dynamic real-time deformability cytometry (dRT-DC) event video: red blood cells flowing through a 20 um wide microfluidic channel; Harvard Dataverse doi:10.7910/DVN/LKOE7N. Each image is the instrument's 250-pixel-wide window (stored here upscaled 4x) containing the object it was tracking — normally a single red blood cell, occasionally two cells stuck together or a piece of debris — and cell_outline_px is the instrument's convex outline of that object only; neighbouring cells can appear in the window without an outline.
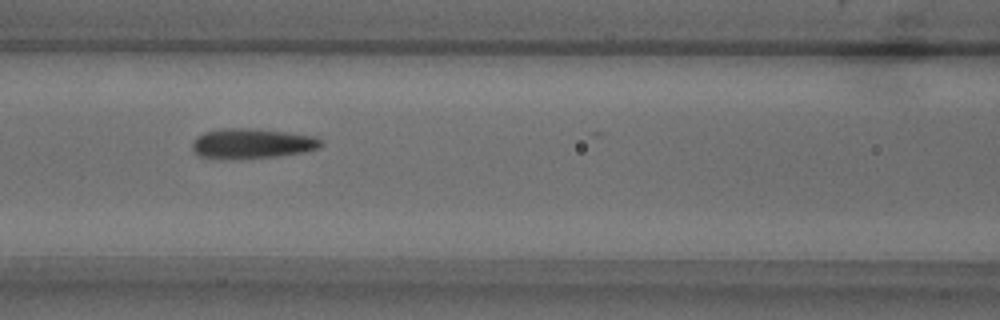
{"species": "common noctule bat (a hibernating species)", "species_latin": "Nyctalus noctula", "temperature_condition": "warm", "stored_images_in_passage": 16, "camera_frame_rate_fps": 3000, "um_per_image_px": 0.085, "animal": {"sex": "male", "body_mass_g": 18.8}, "frame": {"image": 1, "passage_image": 7, "time_ms": 2.0, "image_size_px": [1000, 320], "cell_outline_px": [[324, 144], [320, 148], [304, 152], [276, 156], [224, 160], [200, 156], [192, 148], [192, 140], [196, 136], [204, 132], [220, 128], [248, 128], [284, 132], [316, 136]], "centroid_in_image_um": [21.39, 12.2], "position_along_channel_um": 145.2, "area_um2": 22.72}}
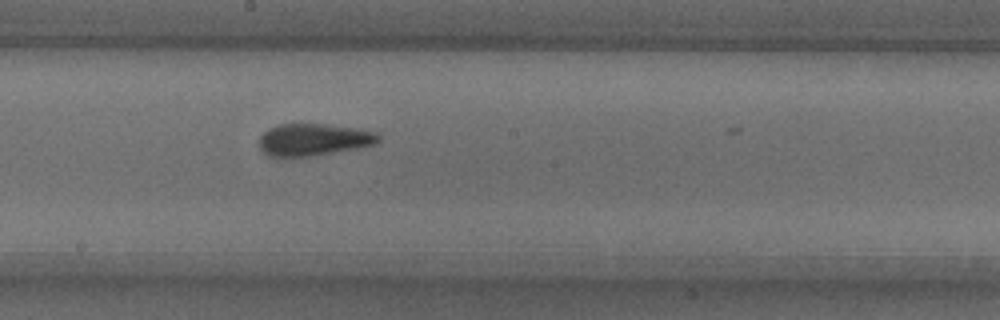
{"frame": {"image": 2, "passage_image": 13, "time_ms": 4.0, "image_size_px": [1000, 320], "cell_outline_px": [[380, 140], [376, 144], [356, 148], [308, 156], [268, 156], [260, 148], [260, 136], [268, 128], [276, 124], [324, 124], [360, 128], [376, 132], [380, 136]], "centroid_in_image_um": [26.67, 11.85], "position_along_channel_um": 221.5, "area_um2": 22.2}}